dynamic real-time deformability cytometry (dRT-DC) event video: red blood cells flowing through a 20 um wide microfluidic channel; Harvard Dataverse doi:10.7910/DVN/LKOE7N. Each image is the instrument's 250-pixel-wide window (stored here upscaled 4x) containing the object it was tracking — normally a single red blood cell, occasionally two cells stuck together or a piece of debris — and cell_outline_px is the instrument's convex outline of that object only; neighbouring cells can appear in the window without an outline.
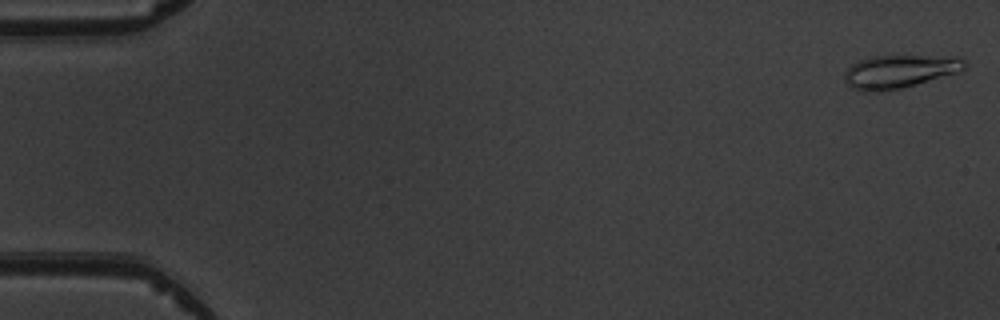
{"species": "common noctule bat (a hibernating species)", "species_latin": "Nyctalus noctula", "temperature_condition": "warm", "stored_images_in_passage": 8, "camera_frame_rate_fps": 3000, "um_per_image_px": 0.085, "animal": {"sex": "male", "body_mass_g": 19.5, "forearm_length_mm": 54.6}, "frame": {"image": 1, "passage_image": 1, "time_ms": 0.0, "image_size_px": [1000, 320], "cell_outline_px": [[968, 64], [960, 72], [900, 88], [880, 92], [864, 92], [848, 84], [844, 80], [844, 72], [852, 64], [860, 60], [872, 56], [892, 52], [960, 56]], "centroid_in_image_um": [76.52, 5.99], "position_along_channel_um": 8.5, "area_um2": 24.45}}
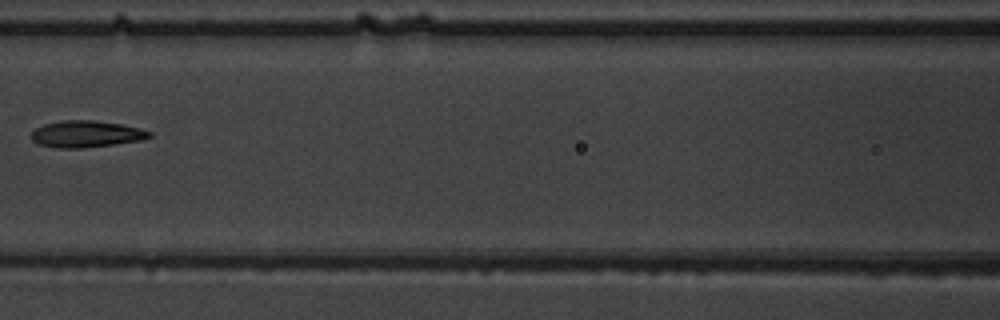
{"frame": {"image": 2, "passage_image": 7, "time_ms": 7.667, "image_size_px": [1000, 320], "cell_outline_px": [[152, 136], [140, 140], [84, 148], [56, 148], [36, 144], [32, 140], [32, 132], [36, 128], [44, 124], [64, 120], [92, 120], [120, 124], [140, 128], [152, 132]], "centroid_in_image_um": [7.3, 11.39], "position_along_channel_um": 159.3, "area_um2": 18.26}}
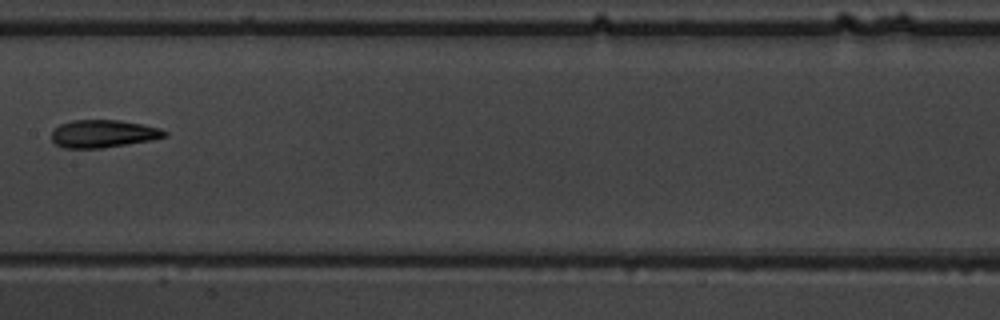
{"frame": {"image": 3, "passage_image": 8, "time_ms": 8.667, "image_size_px": [1000, 320], "cell_outline_px": [[168, 136], [152, 140], [100, 148], [64, 148], [56, 144], [52, 140], [52, 132], [60, 124], [72, 120], [120, 120], [144, 124], [160, 128], [168, 132]], "centroid_in_image_um": [8.81, 11.36], "position_along_channel_um": 198.6, "area_um2": 18.26}}